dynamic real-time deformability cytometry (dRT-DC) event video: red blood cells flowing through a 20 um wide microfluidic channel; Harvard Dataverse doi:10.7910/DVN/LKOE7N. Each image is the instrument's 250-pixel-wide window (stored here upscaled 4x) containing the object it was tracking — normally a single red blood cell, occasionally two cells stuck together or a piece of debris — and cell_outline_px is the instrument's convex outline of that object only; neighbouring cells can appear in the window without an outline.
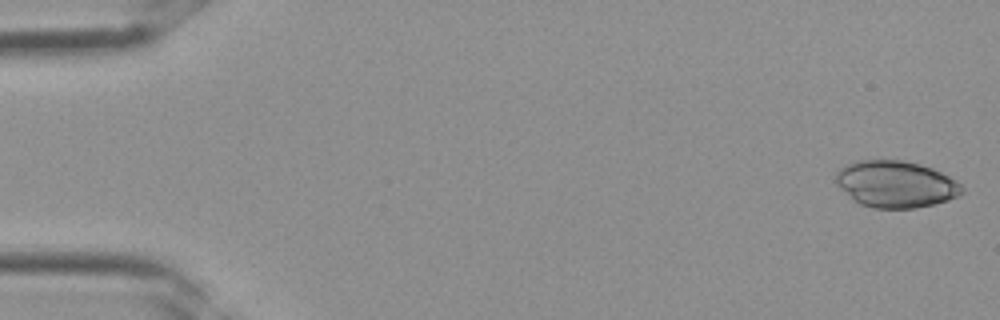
{"species": "Egyptian fruit bat (a non-hibernating species)", "species_latin": "Rousettus aegyptiacus", "temperature_condition": "room temperature", "stored_images_in_passage": 3, "camera_frame_rate_fps": 3000, "um_per_image_px": 0.085, "frame": {"image": 1, "passage_image": 1, "time_ms": 0.0, "image_size_px": [1000, 320], "cell_outline_px": [[964, 192], [948, 200], [916, 208], [872, 208], [860, 204], [852, 200], [832, 180], [836, 172], [840, 168], [856, 160], [900, 160], [920, 164], [932, 168], [956, 180], [964, 188]], "centroid_in_image_um": [76.09, 15.65], "position_along_channel_um": 8.9, "area_um2": 34.51}}
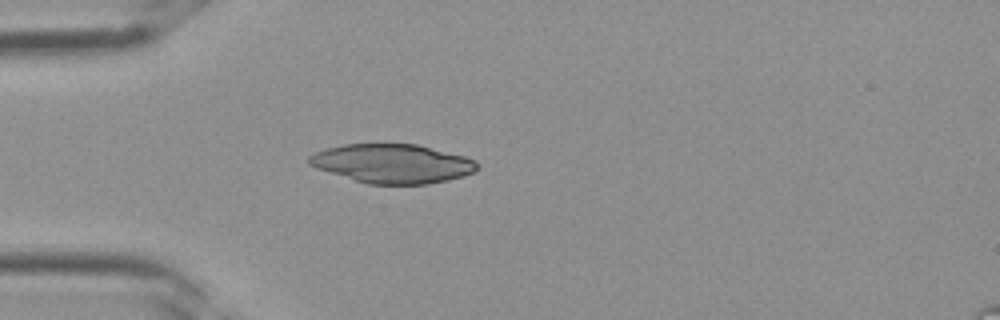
{"frame": {"image": 2, "passage_image": 3, "time_ms": 0.667, "image_size_px": [1000, 320], "cell_outline_px": [[480, 168], [464, 176], [448, 180], [428, 184], [368, 184], [316, 168], [308, 164], [308, 156], [316, 152], [328, 148], [344, 144], [384, 140], [416, 144], [464, 156], [476, 160], [480, 164]], "centroid_in_image_um": [33.36, 13.86], "position_along_channel_um": 51.6, "area_um2": 39.19}}